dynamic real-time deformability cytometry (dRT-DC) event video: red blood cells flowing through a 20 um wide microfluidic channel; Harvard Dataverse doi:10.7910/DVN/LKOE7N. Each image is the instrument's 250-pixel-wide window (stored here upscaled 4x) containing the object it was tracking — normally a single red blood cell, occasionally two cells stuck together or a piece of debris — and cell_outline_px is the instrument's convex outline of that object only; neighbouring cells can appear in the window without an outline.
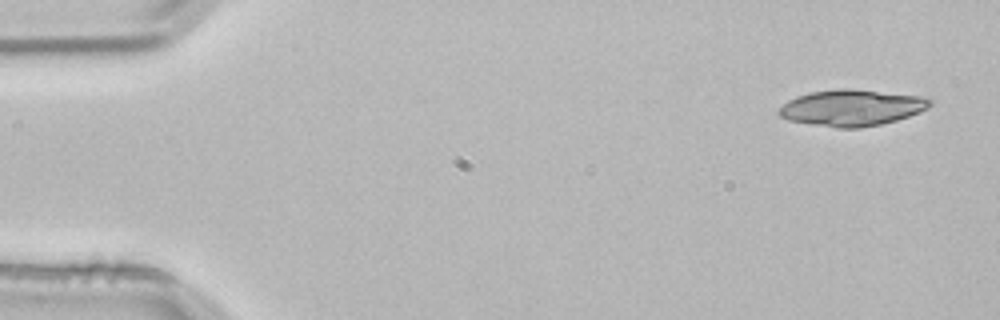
{"species": "common noctule bat (a hibernating species)", "species_latin": "Nyctalus noctula", "temperature_condition": "room temperature", "stored_images_in_passage": 4, "camera_frame_rate_fps": 3000, "um_per_image_px": 0.085, "animal": {"sex": "male", "body_mass_g": 21.5, "forearm_length_mm": 52.0}, "frame": {"image": 1, "passage_image": 1, "time_ms": 0.0, "image_size_px": [1000, 320], "cell_outline_px": [[932, 104], [928, 108], [920, 112], [896, 120], [880, 124], [860, 128], [836, 128], [788, 120], [780, 116], [776, 112], [788, 100], [796, 96], [812, 92], [836, 88], [848, 88], [920, 96], [932, 100]], "centroid_in_image_um": [72.38, 9.16], "position_along_channel_um": 12.6, "area_um2": 31.85}}